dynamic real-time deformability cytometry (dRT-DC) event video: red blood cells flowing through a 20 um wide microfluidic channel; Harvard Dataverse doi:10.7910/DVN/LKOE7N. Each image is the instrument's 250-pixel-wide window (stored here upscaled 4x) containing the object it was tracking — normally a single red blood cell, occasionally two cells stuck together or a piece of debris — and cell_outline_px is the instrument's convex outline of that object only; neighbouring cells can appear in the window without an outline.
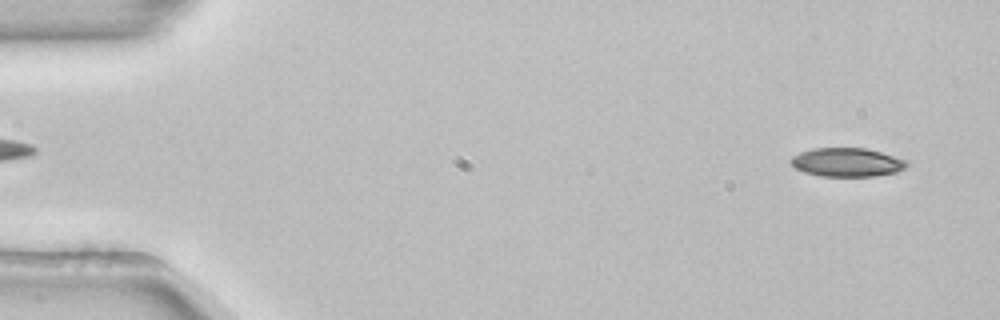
{"species": "common noctule bat (a hibernating species)", "species_latin": "Nyctalus noctula", "temperature_condition": "room temperature", "stored_images_in_passage": 53, "camera_frame_rate_fps": 3000, "um_per_image_px": 0.085, "animal": {"sex": "female", "body_mass_g": 22.7, "forearm_length_mm": 54.2}, "frame": {"image": 1, "passage_image": 3, "time_ms": 0.667, "image_size_px": [1000, 320], "cell_outline_px": [[908, 164], [904, 168], [896, 172], [876, 176], [820, 176], [804, 172], [796, 168], [788, 160], [792, 156], [800, 152], [812, 148], [868, 148], [904, 160]], "centroid_in_image_um": [71.94, 13.79], "position_along_channel_um": 13.1, "area_um2": 19.31}}
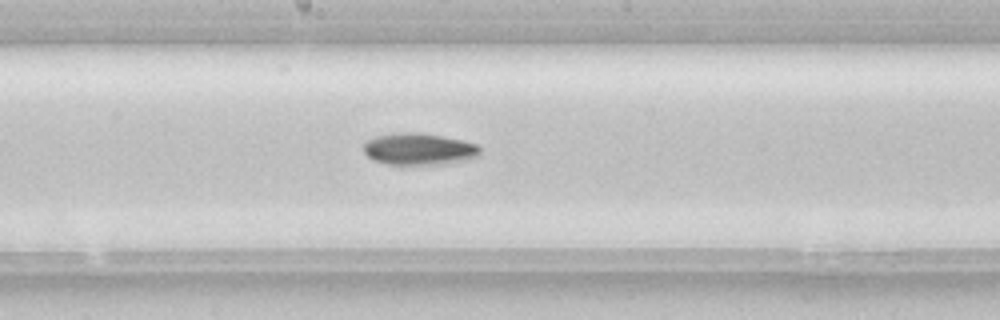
{"frame": {"image": 2, "passage_image": 28, "time_ms": 9.0, "image_size_px": [1000, 320], "cell_outline_px": [[480, 156], [468, 160], [448, 164], [388, 164], [372, 160], [364, 152], [364, 144], [368, 140], [376, 136], [396, 132], [420, 132], [460, 140], [476, 144], [480, 148]], "centroid_in_image_um": [35.62, 12.67], "position_along_channel_um": 212.6, "area_um2": 21.68}}
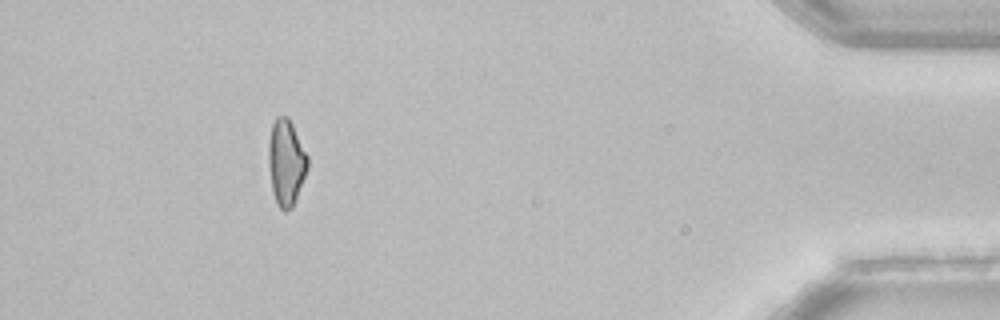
{"frame": {"image": 3, "passage_image": 48, "time_ms": 15.667, "image_size_px": [1000, 320], "cell_outline_px": [[308, 168], [292, 208], [284, 212], [276, 204], [272, 192], [268, 164], [268, 140], [272, 124], [276, 116], [288, 116], [308, 156]], "centroid_in_image_um": [24.3, 13.81], "position_along_channel_um": 410.9, "area_um2": 19.77}, "authors_computed_cell_mechanics": {"area_um2": 20.0566, "velocity_mm_per_s": 3.8846, "shape_relaxation_time_tau1_ms": 4.2144, "shape_relaxation_time_tau2_ms": null, "deformation_change_tau1": 0.1076, "deformation_change_tau2": null}}